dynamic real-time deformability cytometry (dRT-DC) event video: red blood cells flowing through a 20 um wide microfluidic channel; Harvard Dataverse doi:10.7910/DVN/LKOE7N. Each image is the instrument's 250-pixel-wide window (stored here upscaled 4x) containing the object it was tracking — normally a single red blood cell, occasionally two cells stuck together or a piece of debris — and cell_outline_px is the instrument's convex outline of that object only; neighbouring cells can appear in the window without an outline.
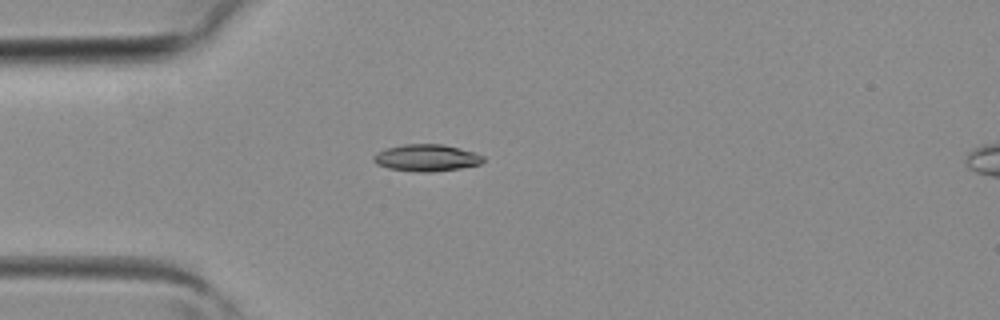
{"species": "common noctule bat (a hibernating species)", "species_latin": "Nyctalus noctula", "temperature_condition": "room temperature", "stored_images_in_passage": 3, "camera_frame_rate_fps": 3000, "um_per_image_px": 0.085, "animal": {"sex": "female", "body_mass_g": 19.3, "forearm_length_mm": 54.1}, "frame": {"image": 1, "passage_image": 2, "time_ms": 0.333, "image_size_px": [1000, 320], "cell_outline_px": [[484, 160], [480, 164], [460, 168], [432, 172], [420, 172], [388, 168], [376, 164], [372, 160], [372, 156], [376, 152], [388, 148], [404, 144], [444, 144], [476, 152], [484, 156]], "centroid_in_image_um": [36.25, 13.41], "position_along_channel_um": 48.7, "area_um2": 17.28}}